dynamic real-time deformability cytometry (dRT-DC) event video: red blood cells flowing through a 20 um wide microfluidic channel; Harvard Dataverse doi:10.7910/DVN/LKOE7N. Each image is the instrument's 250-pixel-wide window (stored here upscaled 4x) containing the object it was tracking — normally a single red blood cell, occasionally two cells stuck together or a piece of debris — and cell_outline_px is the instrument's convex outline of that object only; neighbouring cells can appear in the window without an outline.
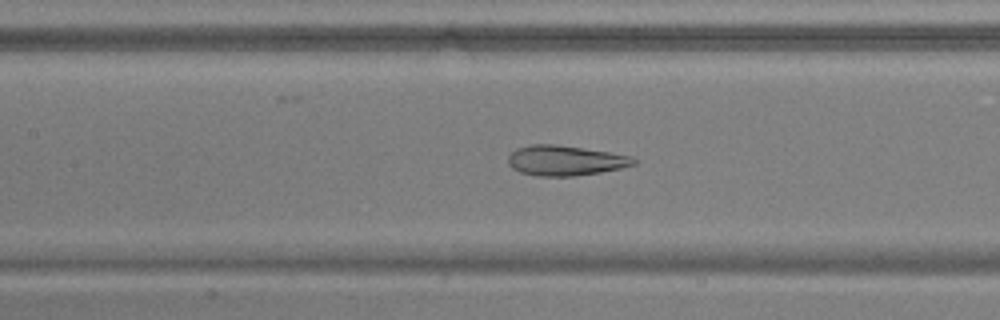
{"species": "common noctule bat (a hibernating species)", "species_latin": "Nyctalus noctula", "temperature_condition": "warm", "stored_images_in_passage": 44, "camera_frame_rate_fps": 3000, "um_per_image_px": 0.085, "animal": {"sex": "male", "body_mass_g": 17.9, "forearm_length_mm": 54.2}, "frame": {"image": 1, "passage_image": 25, "time_ms": 8.0, "image_size_px": [1000, 320], "cell_outline_px": [[636, 164], [620, 168], [600, 172], [572, 176], [536, 176], [520, 172], [512, 168], [508, 164], [508, 156], [516, 148], [532, 144], [556, 144], [608, 152], [632, 156], [636, 160]], "centroid_in_image_um": [48.01, 13.64], "position_along_channel_um": 159.4, "area_um2": 21.96}}
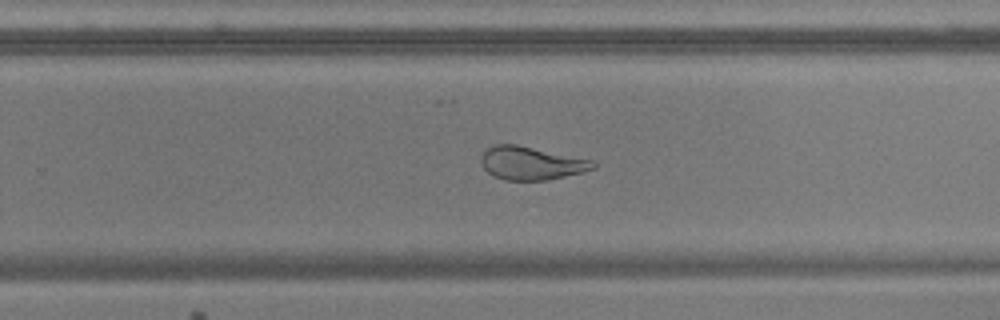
{"frame": {"image": 2, "passage_image": 35, "time_ms": 11.333, "image_size_px": [1000, 320], "cell_outline_px": [[596, 168], [584, 172], [548, 180], [504, 180], [488, 172], [484, 168], [480, 160], [480, 156], [488, 148], [496, 144], [516, 144], [592, 160], [596, 164]], "centroid_in_image_um": [45.16, 13.87], "position_along_channel_um": 284.6, "area_um2": 21.56}}
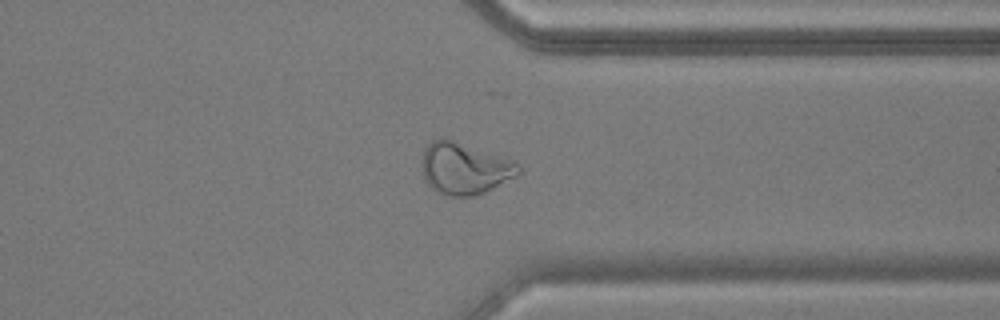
{"frame": {"image": 3, "passage_image": 42, "time_ms": 13.667, "image_size_px": [1000, 320], "cell_outline_px": [[520, 172], [516, 176], [484, 192], [472, 196], [448, 196], [432, 188], [424, 180], [424, 148], [432, 140], [444, 136], [508, 160], [516, 164], [520, 168]], "centroid_in_image_um": [39.44, 14.31], "position_along_channel_um": 372.0, "area_um2": 28.32}}